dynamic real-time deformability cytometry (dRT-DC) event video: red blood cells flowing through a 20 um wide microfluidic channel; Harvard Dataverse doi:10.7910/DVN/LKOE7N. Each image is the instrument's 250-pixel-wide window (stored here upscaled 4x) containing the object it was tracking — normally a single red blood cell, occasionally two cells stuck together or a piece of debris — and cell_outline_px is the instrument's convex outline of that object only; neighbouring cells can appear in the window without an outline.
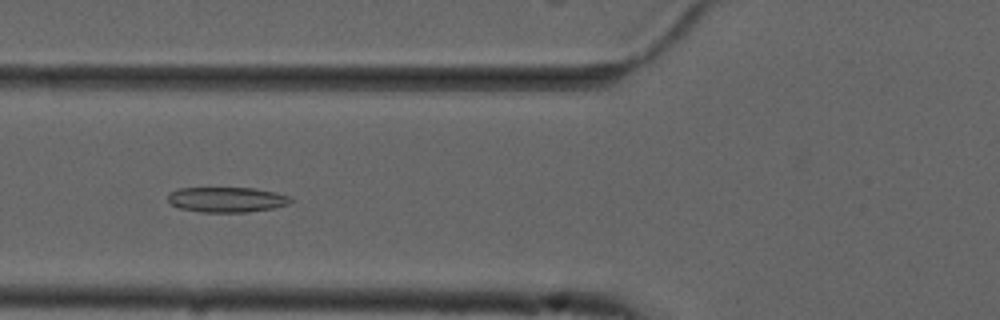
{"species": "common noctule bat (a hibernating species)", "species_latin": "Nyctalus noctula", "temperature_condition": "cold", "stored_images_in_passage": 55, "camera_frame_rate_fps": 3000, "um_per_image_px": 0.085, "animal": {"sex": "male", "forearm_length_mm": 52.5}, "frame": {"image": 1, "passage_image": 21, "time_ms": 6.667, "image_size_px": [1000, 320], "cell_outline_px": [[296, 200], [288, 204], [272, 208], [248, 212], [200, 212], [176, 208], [168, 200], [168, 192], [180, 188], [252, 188], [276, 192], [288, 196]], "centroid_in_image_um": [19.26, 16.97], "position_along_channel_um": 106.5, "area_um2": 18.15}}
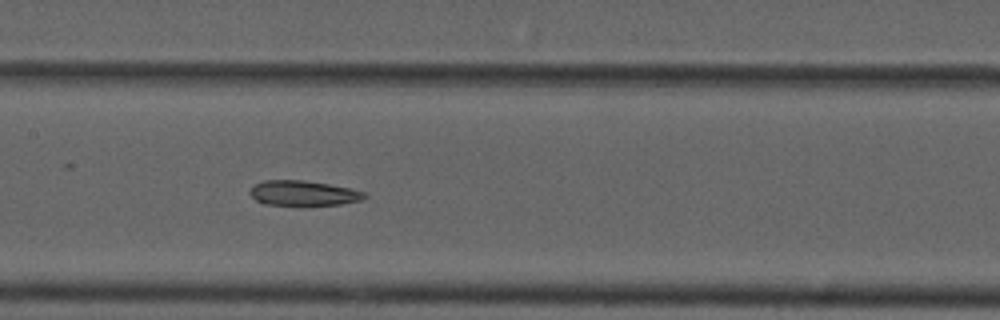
{"frame": {"image": 2, "passage_image": 27, "time_ms": 8.667, "image_size_px": [1000, 320], "cell_outline_px": [[368, 196], [360, 200], [340, 204], [264, 204], [256, 200], [248, 192], [256, 184], [264, 180], [304, 180], [328, 184], [348, 188], [364, 192]], "centroid_in_image_um": [25.76, 16.4], "position_along_channel_um": 181.6, "area_um2": 16.24}}
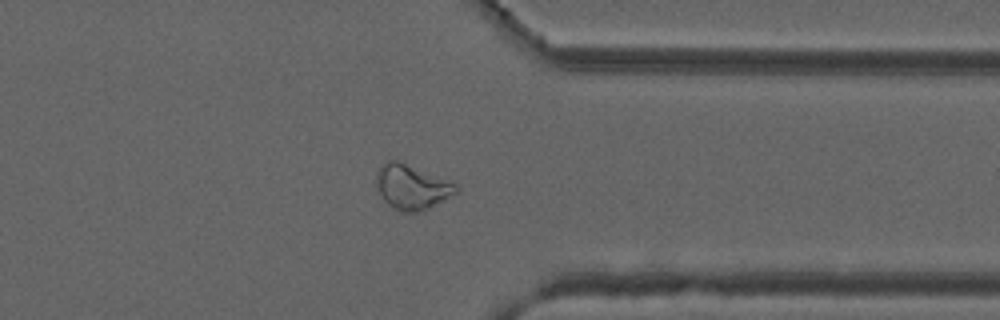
{"frame": {"image": 3, "passage_image": 43, "time_ms": 14.0, "image_size_px": [1000, 320], "cell_outline_px": [[460, 192], [428, 208], [416, 212], [400, 212], [392, 208], [384, 200], [376, 184], [376, 172], [388, 160], [396, 160], [452, 180], [460, 188]], "centroid_in_image_um": [35.06, 15.89], "position_along_channel_um": 376.3, "area_um2": 20.92}, "authors_computed_cell_mechanics": {"area_um2": 20.8658, "velocity_mm_per_s": 3.7382, "shape_relaxation_time_tau1_ms": null, "shape_relaxation_time_tau2_ms": 4.6145, "deformation_change_tau1": null, "deformation_change_tau2": 0.1153}}